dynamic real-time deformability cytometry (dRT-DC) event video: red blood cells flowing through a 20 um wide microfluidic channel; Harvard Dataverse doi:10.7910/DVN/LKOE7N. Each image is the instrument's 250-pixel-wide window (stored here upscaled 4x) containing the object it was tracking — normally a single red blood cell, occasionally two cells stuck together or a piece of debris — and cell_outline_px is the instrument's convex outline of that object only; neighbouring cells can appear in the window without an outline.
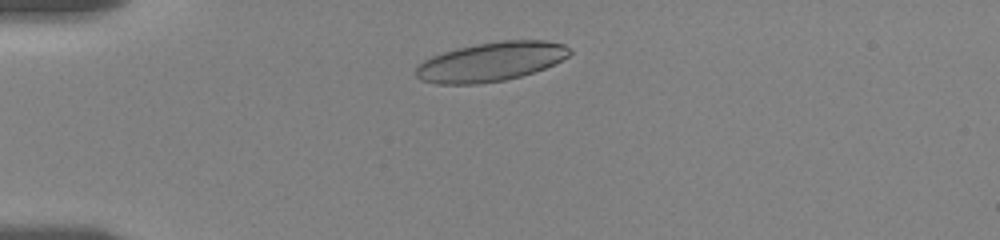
{"species": "human", "species_latin": "Homo sapiens", "temperature_condition": "room temperature", "stored_images_in_passage": 94, "camera_frame_rate_fps": 3000, "um_per_image_px": 0.085, "donor": {"sex": "female"}, "frame": {"image": 1, "passage_image": 9, "time_ms": 1.667, "image_size_px": [1000, 240], "cell_outline_px": [[572, 52], [568, 56], [544, 68], [520, 76], [504, 80], [476, 84], [436, 84], [420, 80], [416, 76], [416, 68], [424, 60], [432, 56], [456, 48], [476, 44], [500, 40], [544, 40], [564, 44], [572, 48]], "centroid_in_image_um": [41.72, 5.24], "position_along_channel_um": 43.3, "area_um2": 34.97}}
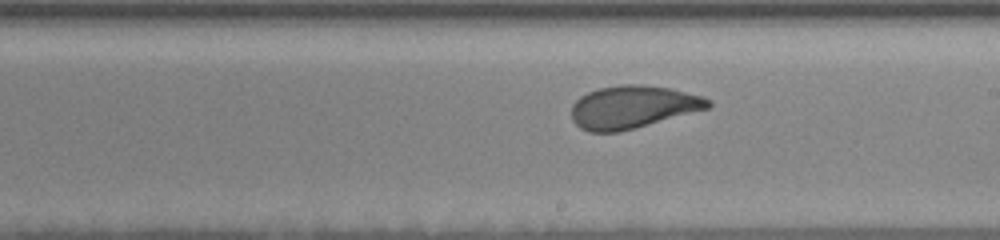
{"frame": {"image": 2, "passage_image": 41, "time_ms": 8.0, "image_size_px": [1000, 240], "cell_outline_px": [[712, 104], [708, 108], [620, 132], [588, 132], [580, 128], [572, 120], [572, 104], [580, 96], [588, 92], [600, 88], [620, 84], [640, 84], [672, 88], [704, 96], [712, 100]], "centroid_in_image_um": [53.79, 9.08], "position_along_channel_um": 235.2, "area_um2": 34.16}}
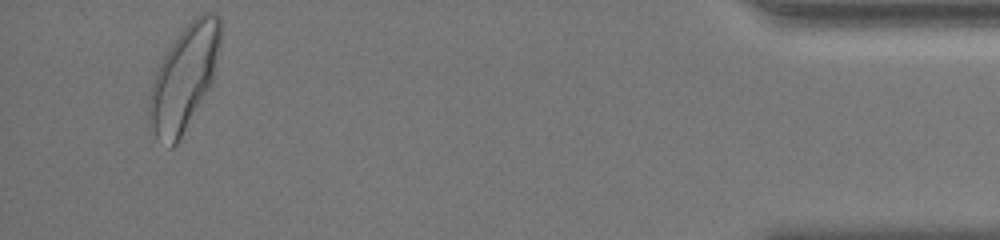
{"frame": {"image": 3, "passage_image": 91, "time_ms": 15.0, "image_size_px": [1000, 240], "cell_outline_px": [[220, 44], [216, 72], [212, 80], [176, 144], [172, 148], [168, 148], [148, 128], [148, 100], [152, 84], [156, 72], [164, 56], [180, 32], [200, 12], [212, 12], [220, 16]], "centroid_in_image_um": [15.63, 6.6], "position_along_channel_um": 419.6, "area_um2": 42.71}, "authors_computed_cell_mechanics": {"area_um2": 34.391, "velocity_mm_per_s": 3.5343, "shape_relaxation_time_tau1_ms": 3.6488, "shape_relaxation_time_tau2_ms": 0.9609, "deformation_change_tau1": 0.1587, "deformation_change_tau2": 0.075}}